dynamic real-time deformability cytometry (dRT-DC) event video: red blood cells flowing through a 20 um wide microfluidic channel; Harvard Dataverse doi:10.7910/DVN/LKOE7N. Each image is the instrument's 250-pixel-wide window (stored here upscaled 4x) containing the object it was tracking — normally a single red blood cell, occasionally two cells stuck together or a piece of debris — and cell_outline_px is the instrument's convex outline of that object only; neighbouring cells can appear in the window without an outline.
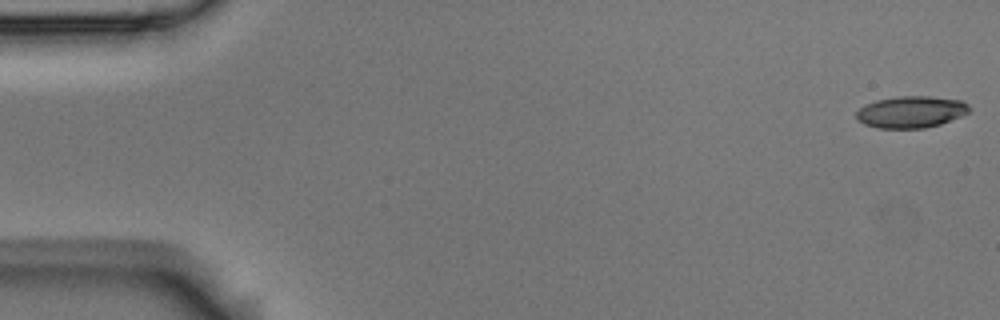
{"species": "Egyptian fruit bat (a non-hibernating species)", "species_latin": "Rousettus aegyptiacus", "temperature_condition": "room temperature", "stored_images_in_passage": 54, "camera_frame_rate_fps": 3000, "um_per_image_px": 0.085, "animal": {"sex": "male"}, "frame": {"image": 1, "passage_image": 1, "time_ms": 0.0, "image_size_px": [1000, 320], "cell_outline_px": [[968, 108], [936, 124], [916, 128], [884, 128], [868, 124], [860, 120], [860, 112], [864, 108], [872, 104], [884, 100], [956, 100], [964, 104]], "centroid_in_image_um": [77.34, 9.6], "position_along_channel_um": 7.7, "area_um2": 17.11}}
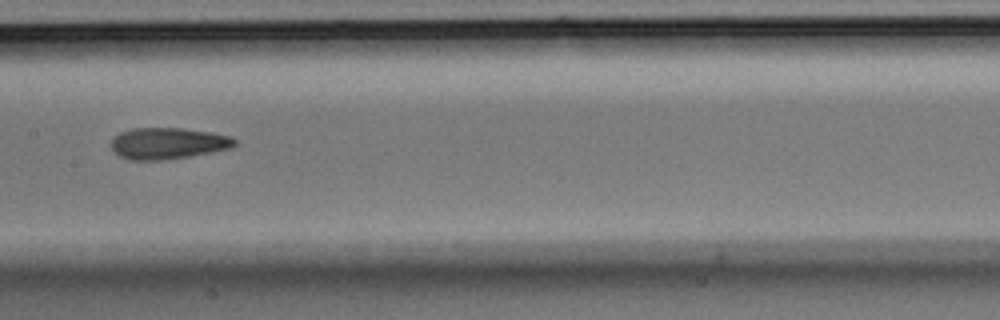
{"frame": {"image": 2, "passage_image": 27, "time_ms": 8.667, "image_size_px": [1000, 320], "cell_outline_px": [[232, 144], [220, 148], [176, 156], [128, 156], [120, 152], [112, 144], [120, 136], [128, 132], [196, 132], [220, 136], [232, 140]], "centroid_in_image_um": [14.27, 12.19], "position_along_channel_um": 193.1, "area_um2": 16.65}}
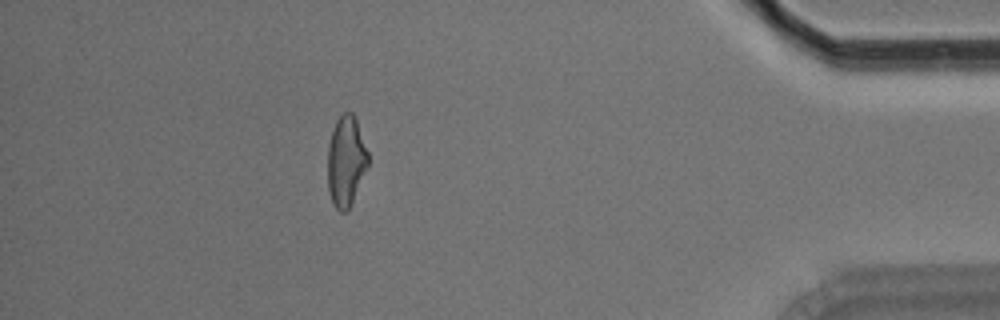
{"frame": {"image": 3, "passage_image": 48, "time_ms": 15.667, "image_size_px": [1000, 320], "cell_outline_px": [[368, 164], [348, 208], [336, 204], [332, 200], [328, 184], [328, 156], [332, 136], [336, 124], [340, 116], [352, 116], [356, 124], [368, 152]], "centroid_in_image_um": [29.42, 13.7], "position_along_channel_um": 405.8, "area_um2": 19.19}, "authors_computed_cell_mechanics": {"area_um2": 18.4382, "velocity_mm_per_s": 3.7247, "shape_relaxation_time_tau1_ms": null, "shape_relaxation_time_tau2_ms": 3.8178, "deformation_change_tau1": null, "deformation_change_tau2": 0.1361}}